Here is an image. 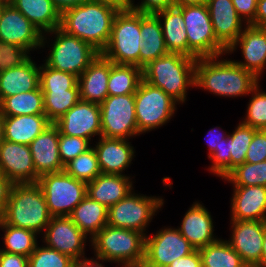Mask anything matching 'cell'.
<instances>
[{"instance_id": "6da1fadb", "label": "cell", "mask_w": 266, "mask_h": 267, "mask_svg": "<svg viewBox=\"0 0 266 267\" xmlns=\"http://www.w3.org/2000/svg\"><path fill=\"white\" fill-rule=\"evenodd\" d=\"M120 9L108 2L89 0L63 11L60 28L101 53L108 44L114 18Z\"/></svg>"}, {"instance_id": "1f68e13d", "label": "cell", "mask_w": 266, "mask_h": 267, "mask_svg": "<svg viewBox=\"0 0 266 267\" xmlns=\"http://www.w3.org/2000/svg\"><path fill=\"white\" fill-rule=\"evenodd\" d=\"M107 214L108 208L86 195L69 217L91 240L107 225Z\"/></svg>"}, {"instance_id": "f35d334b", "label": "cell", "mask_w": 266, "mask_h": 267, "mask_svg": "<svg viewBox=\"0 0 266 267\" xmlns=\"http://www.w3.org/2000/svg\"><path fill=\"white\" fill-rule=\"evenodd\" d=\"M64 171L85 183L93 181L100 175L102 172L93 146L65 164Z\"/></svg>"}, {"instance_id": "8992f818", "label": "cell", "mask_w": 266, "mask_h": 267, "mask_svg": "<svg viewBox=\"0 0 266 267\" xmlns=\"http://www.w3.org/2000/svg\"><path fill=\"white\" fill-rule=\"evenodd\" d=\"M49 36H54V42L48 56L43 61L45 64L56 70L69 72L79 77L82 72L100 53L91 44L64 32L60 27L43 34L41 48H45Z\"/></svg>"}, {"instance_id": "d6a6232c", "label": "cell", "mask_w": 266, "mask_h": 267, "mask_svg": "<svg viewBox=\"0 0 266 267\" xmlns=\"http://www.w3.org/2000/svg\"><path fill=\"white\" fill-rule=\"evenodd\" d=\"M0 114L2 116L45 114L41 88L2 99Z\"/></svg>"}, {"instance_id": "7a4b0ae2", "label": "cell", "mask_w": 266, "mask_h": 267, "mask_svg": "<svg viewBox=\"0 0 266 267\" xmlns=\"http://www.w3.org/2000/svg\"><path fill=\"white\" fill-rule=\"evenodd\" d=\"M224 55L196 60L195 88L232 98L250 94L260 80Z\"/></svg>"}, {"instance_id": "d590c367", "label": "cell", "mask_w": 266, "mask_h": 267, "mask_svg": "<svg viewBox=\"0 0 266 267\" xmlns=\"http://www.w3.org/2000/svg\"><path fill=\"white\" fill-rule=\"evenodd\" d=\"M0 230L3 244L5 245L0 251L12 254H20L29 257L37 246V233L35 231L18 228L0 221Z\"/></svg>"}, {"instance_id": "c3c4849f", "label": "cell", "mask_w": 266, "mask_h": 267, "mask_svg": "<svg viewBox=\"0 0 266 267\" xmlns=\"http://www.w3.org/2000/svg\"><path fill=\"white\" fill-rule=\"evenodd\" d=\"M134 0H128L127 8L143 13L155 14L161 10L174 7L173 0H141V3L134 4Z\"/></svg>"}, {"instance_id": "4316f807", "label": "cell", "mask_w": 266, "mask_h": 267, "mask_svg": "<svg viewBox=\"0 0 266 267\" xmlns=\"http://www.w3.org/2000/svg\"><path fill=\"white\" fill-rule=\"evenodd\" d=\"M40 87V66L31 57L22 65L0 72V101Z\"/></svg>"}, {"instance_id": "30bf717a", "label": "cell", "mask_w": 266, "mask_h": 267, "mask_svg": "<svg viewBox=\"0 0 266 267\" xmlns=\"http://www.w3.org/2000/svg\"><path fill=\"white\" fill-rule=\"evenodd\" d=\"M183 15L188 38V57L220 56L227 50L217 41L206 3L177 7Z\"/></svg>"}, {"instance_id": "7bdbcfd3", "label": "cell", "mask_w": 266, "mask_h": 267, "mask_svg": "<svg viewBox=\"0 0 266 267\" xmlns=\"http://www.w3.org/2000/svg\"><path fill=\"white\" fill-rule=\"evenodd\" d=\"M28 257V267H73L74 259L46 245L38 246Z\"/></svg>"}, {"instance_id": "44dd1931", "label": "cell", "mask_w": 266, "mask_h": 267, "mask_svg": "<svg viewBox=\"0 0 266 267\" xmlns=\"http://www.w3.org/2000/svg\"><path fill=\"white\" fill-rule=\"evenodd\" d=\"M59 146V128L52 123L30 144L36 174L40 177L47 173L64 171Z\"/></svg>"}, {"instance_id": "5bb4252c", "label": "cell", "mask_w": 266, "mask_h": 267, "mask_svg": "<svg viewBox=\"0 0 266 267\" xmlns=\"http://www.w3.org/2000/svg\"><path fill=\"white\" fill-rule=\"evenodd\" d=\"M41 237L46 246L74 260L86 258L84 250L88 237L69 216L52 217Z\"/></svg>"}, {"instance_id": "e575fe53", "label": "cell", "mask_w": 266, "mask_h": 267, "mask_svg": "<svg viewBox=\"0 0 266 267\" xmlns=\"http://www.w3.org/2000/svg\"><path fill=\"white\" fill-rule=\"evenodd\" d=\"M202 267H248L227 240L218 239L198 249Z\"/></svg>"}, {"instance_id": "be15d7a7", "label": "cell", "mask_w": 266, "mask_h": 267, "mask_svg": "<svg viewBox=\"0 0 266 267\" xmlns=\"http://www.w3.org/2000/svg\"><path fill=\"white\" fill-rule=\"evenodd\" d=\"M5 4H6V2L0 1V15H1V12H2L3 7H4Z\"/></svg>"}, {"instance_id": "f6af8a7d", "label": "cell", "mask_w": 266, "mask_h": 267, "mask_svg": "<svg viewBox=\"0 0 266 267\" xmlns=\"http://www.w3.org/2000/svg\"><path fill=\"white\" fill-rule=\"evenodd\" d=\"M30 58V52L14 44L0 42V72L20 66Z\"/></svg>"}, {"instance_id": "2e32d148", "label": "cell", "mask_w": 266, "mask_h": 267, "mask_svg": "<svg viewBox=\"0 0 266 267\" xmlns=\"http://www.w3.org/2000/svg\"><path fill=\"white\" fill-rule=\"evenodd\" d=\"M63 135L91 139L101 136L100 104L79 100L54 123Z\"/></svg>"}, {"instance_id": "91938a15", "label": "cell", "mask_w": 266, "mask_h": 267, "mask_svg": "<svg viewBox=\"0 0 266 267\" xmlns=\"http://www.w3.org/2000/svg\"><path fill=\"white\" fill-rule=\"evenodd\" d=\"M255 267H266V229L262 244L261 260Z\"/></svg>"}, {"instance_id": "8d00e7d4", "label": "cell", "mask_w": 266, "mask_h": 267, "mask_svg": "<svg viewBox=\"0 0 266 267\" xmlns=\"http://www.w3.org/2000/svg\"><path fill=\"white\" fill-rule=\"evenodd\" d=\"M42 92L45 115L51 123L59 120L80 100L78 83L70 90Z\"/></svg>"}, {"instance_id": "f546056e", "label": "cell", "mask_w": 266, "mask_h": 267, "mask_svg": "<svg viewBox=\"0 0 266 267\" xmlns=\"http://www.w3.org/2000/svg\"><path fill=\"white\" fill-rule=\"evenodd\" d=\"M10 3L42 34L60 27L61 12L52 0H12Z\"/></svg>"}, {"instance_id": "db71d44e", "label": "cell", "mask_w": 266, "mask_h": 267, "mask_svg": "<svg viewBox=\"0 0 266 267\" xmlns=\"http://www.w3.org/2000/svg\"><path fill=\"white\" fill-rule=\"evenodd\" d=\"M11 183L6 179L4 173L0 170V221L3 219L7 195Z\"/></svg>"}, {"instance_id": "ee69618b", "label": "cell", "mask_w": 266, "mask_h": 267, "mask_svg": "<svg viewBox=\"0 0 266 267\" xmlns=\"http://www.w3.org/2000/svg\"><path fill=\"white\" fill-rule=\"evenodd\" d=\"M91 143L77 136L63 135L59 132V152L63 165L85 152L91 147Z\"/></svg>"}, {"instance_id": "3957f363", "label": "cell", "mask_w": 266, "mask_h": 267, "mask_svg": "<svg viewBox=\"0 0 266 267\" xmlns=\"http://www.w3.org/2000/svg\"><path fill=\"white\" fill-rule=\"evenodd\" d=\"M51 218L44 193L37 182L10 185L2 219L5 224L35 231L39 237Z\"/></svg>"}, {"instance_id": "816d5d0a", "label": "cell", "mask_w": 266, "mask_h": 267, "mask_svg": "<svg viewBox=\"0 0 266 267\" xmlns=\"http://www.w3.org/2000/svg\"><path fill=\"white\" fill-rule=\"evenodd\" d=\"M167 267H202V259L198 249H195L189 255L175 259Z\"/></svg>"}, {"instance_id": "9a60e30c", "label": "cell", "mask_w": 266, "mask_h": 267, "mask_svg": "<svg viewBox=\"0 0 266 267\" xmlns=\"http://www.w3.org/2000/svg\"><path fill=\"white\" fill-rule=\"evenodd\" d=\"M43 34L11 3L0 15V42L14 44L30 51L41 49Z\"/></svg>"}, {"instance_id": "f907efd6", "label": "cell", "mask_w": 266, "mask_h": 267, "mask_svg": "<svg viewBox=\"0 0 266 267\" xmlns=\"http://www.w3.org/2000/svg\"><path fill=\"white\" fill-rule=\"evenodd\" d=\"M0 267H28V257L0 251Z\"/></svg>"}, {"instance_id": "52a82bcc", "label": "cell", "mask_w": 266, "mask_h": 267, "mask_svg": "<svg viewBox=\"0 0 266 267\" xmlns=\"http://www.w3.org/2000/svg\"><path fill=\"white\" fill-rule=\"evenodd\" d=\"M141 42L140 12L123 8L114 18L110 39L101 54L115 64L139 67Z\"/></svg>"}, {"instance_id": "74e56055", "label": "cell", "mask_w": 266, "mask_h": 267, "mask_svg": "<svg viewBox=\"0 0 266 267\" xmlns=\"http://www.w3.org/2000/svg\"><path fill=\"white\" fill-rule=\"evenodd\" d=\"M232 186H265L266 160L259 163L244 162L232 169L224 179Z\"/></svg>"}, {"instance_id": "d6986e66", "label": "cell", "mask_w": 266, "mask_h": 267, "mask_svg": "<svg viewBox=\"0 0 266 267\" xmlns=\"http://www.w3.org/2000/svg\"><path fill=\"white\" fill-rule=\"evenodd\" d=\"M0 170L11 183H36L39 176L29 145L3 140L0 145Z\"/></svg>"}, {"instance_id": "ab89813d", "label": "cell", "mask_w": 266, "mask_h": 267, "mask_svg": "<svg viewBox=\"0 0 266 267\" xmlns=\"http://www.w3.org/2000/svg\"><path fill=\"white\" fill-rule=\"evenodd\" d=\"M256 131L257 129L240 121L235 130H233V133L227 136L229 152L231 154L230 171L245 162L246 152Z\"/></svg>"}, {"instance_id": "9c48e42d", "label": "cell", "mask_w": 266, "mask_h": 267, "mask_svg": "<svg viewBox=\"0 0 266 267\" xmlns=\"http://www.w3.org/2000/svg\"><path fill=\"white\" fill-rule=\"evenodd\" d=\"M162 196H146L131 191L125 198L108 208L107 225L134 230L147 235L146 228L164 205Z\"/></svg>"}, {"instance_id": "681fc988", "label": "cell", "mask_w": 266, "mask_h": 267, "mask_svg": "<svg viewBox=\"0 0 266 267\" xmlns=\"http://www.w3.org/2000/svg\"><path fill=\"white\" fill-rule=\"evenodd\" d=\"M239 17L250 25L255 20L258 0H232Z\"/></svg>"}, {"instance_id": "f1b7e54d", "label": "cell", "mask_w": 266, "mask_h": 267, "mask_svg": "<svg viewBox=\"0 0 266 267\" xmlns=\"http://www.w3.org/2000/svg\"><path fill=\"white\" fill-rule=\"evenodd\" d=\"M141 47L139 51V67L143 69L153 60L168 54L162 26L155 14L140 13Z\"/></svg>"}, {"instance_id": "836d02e7", "label": "cell", "mask_w": 266, "mask_h": 267, "mask_svg": "<svg viewBox=\"0 0 266 267\" xmlns=\"http://www.w3.org/2000/svg\"><path fill=\"white\" fill-rule=\"evenodd\" d=\"M142 79L140 67L112 62L107 85L108 96L135 94Z\"/></svg>"}, {"instance_id": "4dcf8cb0", "label": "cell", "mask_w": 266, "mask_h": 267, "mask_svg": "<svg viewBox=\"0 0 266 267\" xmlns=\"http://www.w3.org/2000/svg\"><path fill=\"white\" fill-rule=\"evenodd\" d=\"M155 15L160 20L168 52L188 56V38L182 12L174 6Z\"/></svg>"}, {"instance_id": "ba28073f", "label": "cell", "mask_w": 266, "mask_h": 267, "mask_svg": "<svg viewBox=\"0 0 266 267\" xmlns=\"http://www.w3.org/2000/svg\"><path fill=\"white\" fill-rule=\"evenodd\" d=\"M138 136L167 124L179 103L161 88L141 80L134 94Z\"/></svg>"}, {"instance_id": "6125c7cd", "label": "cell", "mask_w": 266, "mask_h": 267, "mask_svg": "<svg viewBox=\"0 0 266 267\" xmlns=\"http://www.w3.org/2000/svg\"><path fill=\"white\" fill-rule=\"evenodd\" d=\"M4 140V134H3V116L0 114V145L2 144Z\"/></svg>"}, {"instance_id": "d4e9b609", "label": "cell", "mask_w": 266, "mask_h": 267, "mask_svg": "<svg viewBox=\"0 0 266 267\" xmlns=\"http://www.w3.org/2000/svg\"><path fill=\"white\" fill-rule=\"evenodd\" d=\"M112 61L101 53L78 77L80 100L101 104L108 96Z\"/></svg>"}, {"instance_id": "e0dca14e", "label": "cell", "mask_w": 266, "mask_h": 267, "mask_svg": "<svg viewBox=\"0 0 266 267\" xmlns=\"http://www.w3.org/2000/svg\"><path fill=\"white\" fill-rule=\"evenodd\" d=\"M230 246L248 267H255L261 260L266 221L231 220Z\"/></svg>"}, {"instance_id": "ffe728a7", "label": "cell", "mask_w": 266, "mask_h": 267, "mask_svg": "<svg viewBox=\"0 0 266 267\" xmlns=\"http://www.w3.org/2000/svg\"><path fill=\"white\" fill-rule=\"evenodd\" d=\"M217 41L228 50L242 33L243 20L232 0H207L206 2Z\"/></svg>"}, {"instance_id": "7c38bea8", "label": "cell", "mask_w": 266, "mask_h": 267, "mask_svg": "<svg viewBox=\"0 0 266 267\" xmlns=\"http://www.w3.org/2000/svg\"><path fill=\"white\" fill-rule=\"evenodd\" d=\"M101 136L130 139L138 136L134 94L107 96L100 104Z\"/></svg>"}, {"instance_id": "7dc6e473", "label": "cell", "mask_w": 266, "mask_h": 267, "mask_svg": "<svg viewBox=\"0 0 266 267\" xmlns=\"http://www.w3.org/2000/svg\"><path fill=\"white\" fill-rule=\"evenodd\" d=\"M266 160V130H257L246 152L245 162L259 163Z\"/></svg>"}, {"instance_id": "603a6c76", "label": "cell", "mask_w": 266, "mask_h": 267, "mask_svg": "<svg viewBox=\"0 0 266 267\" xmlns=\"http://www.w3.org/2000/svg\"><path fill=\"white\" fill-rule=\"evenodd\" d=\"M202 202H193L185 213L180 227H177L183 237L195 248L199 249L217 241L211 212Z\"/></svg>"}, {"instance_id": "94428289", "label": "cell", "mask_w": 266, "mask_h": 267, "mask_svg": "<svg viewBox=\"0 0 266 267\" xmlns=\"http://www.w3.org/2000/svg\"><path fill=\"white\" fill-rule=\"evenodd\" d=\"M92 1L108 2V3L114 4L118 7H120L121 9L127 8V3H128V0H92Z\"/></svg>"}, {"instance_id": "8fae6325", "label": "cell", "mask_w": 266, "mask_h": 267, "mask_svg": "<svg viewBox=\"0 0 266 267\" xmlns=\"http://www.w3.org/2000/svg\"><path fill=\"white\" fill-rule=\"evenodd\" d=\"M37 183L44 193L52 217L69 216L87 195V183L65 171L44 174Z\"/></svg>"}, {"instance_id": "bcb514c9", "label": "cell", "mask_w": 266, "mask_h": 267, "mask_svg": "<svg viewBox=\"0 0 266 267\" xmlns=\"http://www.w3.org/2000/svg\"><path fill=\"white\" fill-rule=\"evenodd\" d=\"M212 160V165L208 167V171L217 175L221 179H224L226 175L230 172V158L231 154L229 152V142L227 137L224 138V142L212 153L209 157Z\"/></svg>"}, {"instance_id": "277c9868", "label": "cell", "mask_w": 266, "mask_h": 267, "mask_svg": "<svg viewBox=\"0 0 266 267\" xmlns=\"http://www.w3.org/2000/svg\"><path fill=\"white\" fill-rule=\"evenodd\" d=\"M196 60L182 54L168 53L142 69L143 80L183 104L187 100V90L195 88Z\"/></svg>"}, {"instance_id": "e7e4bbea", "label": "cell", "mask_w": 266, "mask_h": 267, "mask_svg": "<svg viewBox=\"0 0 266 267\" xmlns=\"http://www.w3.org/2000/svg\"><path fill=\"white\" fill-rule=\"evenodd\" d=\"M12 0H2V2L10 3Z\"/></svg>"}, {"instance_id": "ac0fdd59", "label": "cell", "mask_w": 266, "mask_h": 267, "mask_svg": "<svg viewBox=\"0 0 266 267\" xmlns=\"http://www.w3.org/2000/svg\"><path fill=\"white\" fill-rule=\"evenodd\" d=\"M243 26L242 33L227 50L226 55L234 53L239 46L244 61L234 62L260 80L266 66V28L246 24Z\"/></svg>"}, {"instance_id": "83f0119b", "label": "cell", "mask_w": 266, "mask_h": 267, "mask_svg": "<svg viewBox=\"0 0 266 267\" xmlns=\"http://www.w3.org/2000/svg\"><path fill=\"white\" fill-rule=\"evenodd\" d=\"M51 124L45 114L3 116L4 140L29 145Z\"/></svg>"}, {"instance_id": "680465c9", "label": "cell", "mask_w": 266, "mask_h": 267, "mask_svg": "<svg viewBox=\"0 0 266 267\" xmlns=\"http://www.w3.org/2000/svg\"><path fill=\"white\" fill-rule=\"evenodd\" d=\"M175 7H182L186 5H201L205 4L207 0H173Z\"/></svg>"}, {"instance_id": "60d3db41", "label": "cell", "mask_w": 266, "mask_h": 267, "mask_svg": "<svg viewBox=\"0 0 266 267\" xmlns=\"http://www.w3.org/2000/svg\"><path fill=\"white\" fill-rule=\"evenodd\" d=\"M78 83V77L69 72H63L40 65V88L42 91H66Z\"/></svg>"}, {"instance_id": "4fadbf2b", "label": "cell", "mask_w": 266, "mask_h": 267, "mask_svg": "<svg viewBox=\"0 0 266 267\" xmlns=\"http://www.w3.org/2000/svg\"><path fill=\"white\" fill-rule=\"evenodd\" d=\"M195 248L177 228L166 227L146 235L145 255L141 267H167L175 259L187 256Z\"/></svg>"}, {"instance_id": "cb8c5ba5", "label": "cell", "mask_w": 266, "mask_h": 267, "mask_svg": "<svg viewBox=\"0 0 266 267\" xmlns=\"http://www.w3.org/2000/svg\"><path fill=\"white\" fill-rule=\"evenodd\" d=\"M231 219L239 221H266V187L233 186Z\"/></svg>"}, {"instance_id": "7402d4cb", "label": "cell", "mask_w": 266, "mask_h": 267, "mask_svg": "<svg viewBox=\"0 0 266 267\" xmlns=\"http://www.w3.org/2000/svg\"><path fill=\"white\" fill-rule=\"evenodd\" d=\"M93 146L100 170L103 174L125 175L123 172L130 167L135 156V149L129 139L97 137Z\"/></svg>"}, {"instance_id": "11a10c76", "label": "cell", "mask_w": 266, "mask_h": 267, "mask_svg": "<svg viewBox=\"0 0 266 267\" xmlns=\"http://www.w3.org/2000/svg\"><path fill=\"white\" fill-rule=\"evenodd\" d=\"M250 25L266 28V0H258L255 20Z\"/></svg>"}, {"instance_id": "6f0895ef", "label": "cell", "mask_w": 266, "mask_h": 267, "mask_svg": "<svg viewBox=\"0 0 266 267\" xmlns=\"http://www.w3.org/2000/svg\"><path fill=\"white\" fill-rule=\"evenodd\" d=\"M56 8L62 13L66 9L75 7L89 0H52Z\"/></svg>"}, {"instance_id": "b9f144b4", "label": "cell", "mask_w": 266, "mask_h": 267, "mask_svg": "<svg viewBox=\"0 0 266 267\" xmlns=\"http://www.w3.org/2000/svg\"><path fill=\"white\" fill-rule=\"evenodd\" d=\"M258 84L251 91L247 105L246 116L241 122L257 130H266V92Z\"/></svg>"}, {"instance_id": "5b68a950", "label": "cell", "mask_w": 266, "mask_h": 267, "mask_svg": "<svg viewBox=\"0 0 266 267\" xmlns=\"http://www.w3.org/2000/svg\"><path fill=\"white\" fill-rule=\"evenodd\" d=\"M146 235L134 230L105 225L91 240L95 258L121 267H141Z\"/></svg>"}, {"instance_id": "484cf974", "label": "cell", "mask_w": 266, "mask_h": 267, "mask_svg": "<svg viewBox=\"0 0 266 267\" xmlns=\"http://www.w3.org/2000/svg\"><path fill=\"white\" fill-rule=\"evenodd\" d=\"M132 181L131 176L127 174L101 173L93 181L87 183V195L106 208H110L134 190Z\"/></svg>"}, {"instance_id": "9f6ffc18", "label": "cell", "mask_w": 266, "mask_h": 267, "mask_svg": "<svg viewBox=\"0 0 266 267\" xmlns=\"http://www.w3.org/2000/svg\"><path fill=\"white\" fill-rule=\"evenodd\" d=\"M100 261L102 263H100ZM104 260H100L98 258H83L81 260H75L73 267H104Z\"/></svg>"}, {"instance_id": "f5cc1de1", "label": "cell", "mask_w": 266, "mask_h": 267, "mask_svg": "<svg viewBox=\"0 0 266 267\" xmlns=\"http://www.w3.org/2000/svg\"><path fill=\"white\" fill-rule=\"evenodd\" d=\"M219 127L217 126V128H212L209 130V132L207 133V145L209 147V152H208V157L214 153V151L216 149H219V147L222 145V143L224 142V138H226L229 133L227 134V132L224 133H220Z\"/></svg>"}]
</instances>
